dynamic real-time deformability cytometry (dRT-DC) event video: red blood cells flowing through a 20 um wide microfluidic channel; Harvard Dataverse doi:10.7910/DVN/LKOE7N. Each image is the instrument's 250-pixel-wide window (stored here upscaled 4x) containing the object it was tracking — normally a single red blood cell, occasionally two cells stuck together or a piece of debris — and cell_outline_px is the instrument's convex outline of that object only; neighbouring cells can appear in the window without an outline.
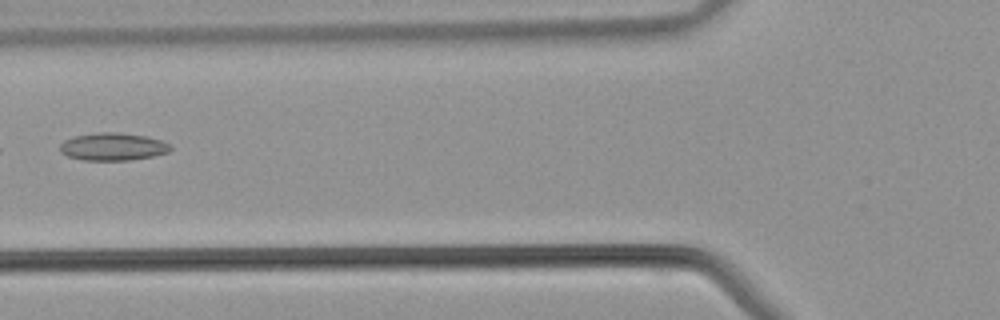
{"species": "common noctule bat (a hibernating species)", "species_latin": "Nyctalus noctula", "temperature_condition": "warm", "stored_images_in_passage": 36, "camera_frame_rate_fps": 3000, "um_per_image_px": 0.085, "animal": {"sex": "male", "body_mass_g": 21.5, "forearm_length_mm": 52.0}, "frame": {"image": 1, "passage_image": 11, "time_ms": 3.333, "image_size_px": [1000, 320], "cell_outline_px": [[172, 148], [168, 152], [152, 156], [128, 160], [84, 160], [68, 156], [60, 152], [60, 144], [64, 140], [72, 136], [96, 132], [120, 132], [148, 136], [172, 144]], "centroid_in_image_um": [9.59, 12.45], "position_along_channel_um": 116.2, "area_um2": 17.98}}